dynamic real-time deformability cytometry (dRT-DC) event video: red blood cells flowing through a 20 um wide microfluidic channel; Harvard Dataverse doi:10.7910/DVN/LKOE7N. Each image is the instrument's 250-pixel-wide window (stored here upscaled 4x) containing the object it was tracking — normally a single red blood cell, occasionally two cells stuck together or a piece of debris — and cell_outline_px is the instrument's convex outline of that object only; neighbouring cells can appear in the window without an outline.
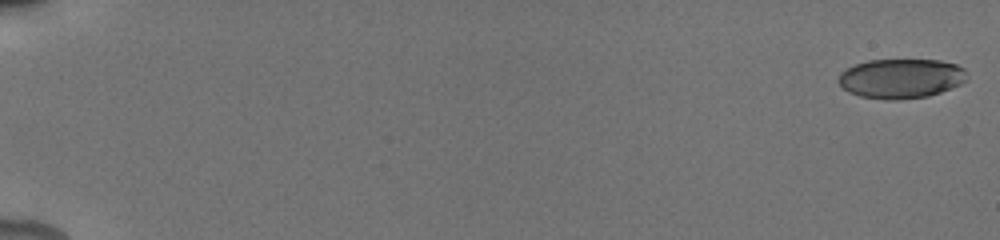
{"species": "human", "species_latin": "Homo sapiens", "temperature_condition": "cold", "stored_images_in_passage": 85, "camera_frame_rate_fps": 3000, "um_per_image_px": 0.085, "donor": {"sex": "male"}, "frame": {"image": 1, "passage_image": 1, "time_ms": 0.0, "image_size_px": [1000, 240], "cell_outline_px": [[968, 80], [960, 84], [940, 92], [928, 96], [900, 100], [888, 100], [860, 96], [848, 92], [836, 80], [840, 72], [856, 64], [868, 60], [940, 60], [956, 64], [964, 68]], "centroid_in_image_um": [76.58, 6.67], "position_along_channel_um": 8.4, "area_um2": 29.77}}
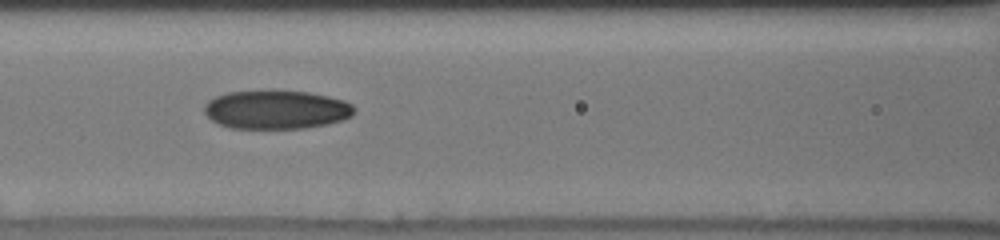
{"frame": {"image": 2, "passage_image": 46, "time_ms": 8.667, "image_size_px": [1000, 240], "cell_outline_px": [[356, 108], [352, 116], [344, 120], [328, 124], [304, 128], [228, 128], [212, 120], [204, 112], [204, 104], [208, 100], [216, 96], [228, 92], [308, 92], [328, 96], [344, 100], [352, 104]], "centroid_in_image_um": [23.51, 9.34], "position_along_channel_um": 143.1, "area_um2": 33.52}}
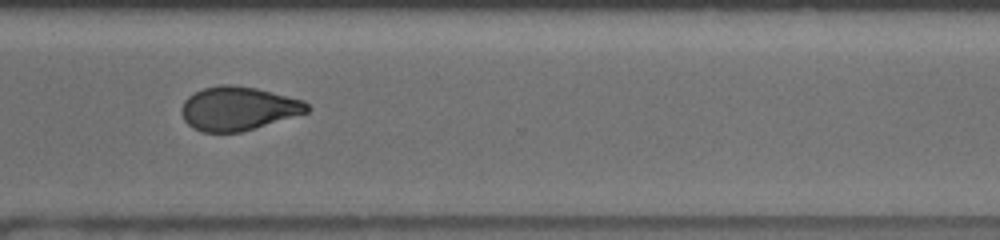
{"frame": {"image": 3, "passage_image": 71, "time_ms": 14.0, "image_size_px": [1000, 240], "cell_outline_px": [[312, 108], [308, 112], [256, 128], [240, 132], [200, 132], [192, 128], [184, 120], [180, 108], [184, 100], [188, 96], [204, 88], [220, 84], [232, 84], [256, 88], [304, 100]], "centroid_in_image_um": [20.24, 9.22], "position_along_channel_um": 350.4, "area_um2": 32.19}, "authors_computed_cell_mechanics": {"area_um2": 32.0212, "velocity_mm_per_s": 3.8917, "shape_relaxation_time_tau1_ms": 4.8944, "shape_relaxation_time_tau2_ms": 3.7112, "deformation_change_tau1": 0.1424, "deformation_change_tau2": 0.0927}}